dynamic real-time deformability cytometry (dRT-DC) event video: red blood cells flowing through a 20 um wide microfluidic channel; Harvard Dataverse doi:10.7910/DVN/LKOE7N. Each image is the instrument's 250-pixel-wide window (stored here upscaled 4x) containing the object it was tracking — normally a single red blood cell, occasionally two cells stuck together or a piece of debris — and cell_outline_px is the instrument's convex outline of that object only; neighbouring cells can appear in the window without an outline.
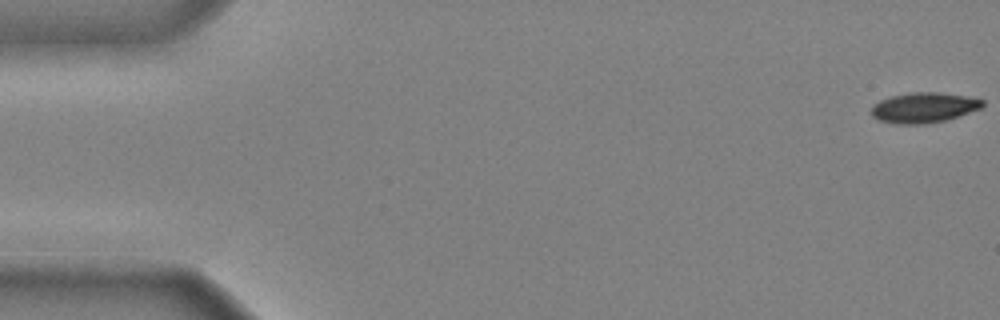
{"species": "common noctule bat (a hibernating species)", "species_latin": "Nyctalus noctula", "temperature_condition": "cold", "stored_images_in_passage": 37, "camera_frame_rate_fps": 3000, "um_per_image_px": 0.085, "animal": {"sex": "male", "body_mass_g": 20.4}, "frame": {"image": 1, "passage_image": 1, "time_ms": 0.0, "image_size_px": [1000, 320], "cell_outline_px": [[984, 104], [980, 108], [944, 120], [924, 124], [896, 124], [880, 120], [872, 116], [872, 104], [880, 100], [892, 96], [908, 92], [936, 92], [964, 96], [984, 100]], "centroid_in_image_um": [78.47, 9.14], "position_along_channel_um": 6.5, "area_um2": 19.31}}
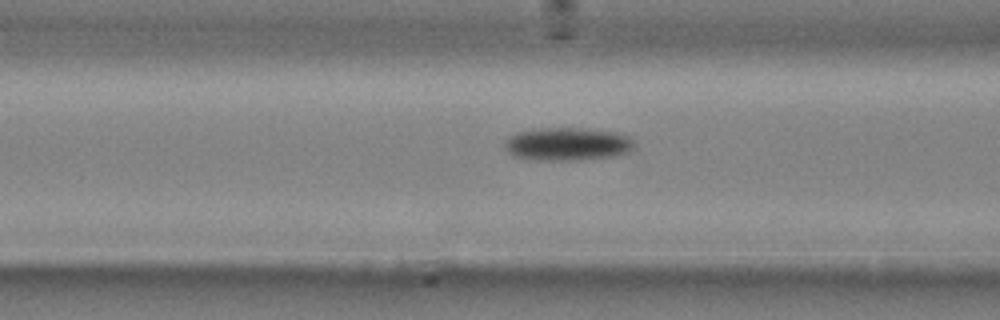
{"frame": {"image": 2, "passage_image": 20, "time_ms": 6.333, "image_size_px": [1000, 320], "cell_outline_px": [[636, 148], [628, 152], [616, 156], [580, 160], [532, 160], [516, 156], [508, 152], [504, 148], [504, 144], [512, 136], [520, 132], [548, 128], [572, 128], [616, 132], [628, 136], [636, 144]], "centroid_in_image_um": [48.3, 12.27], "position_along_channel_um": 118.3, "area_um2": 24.74}}
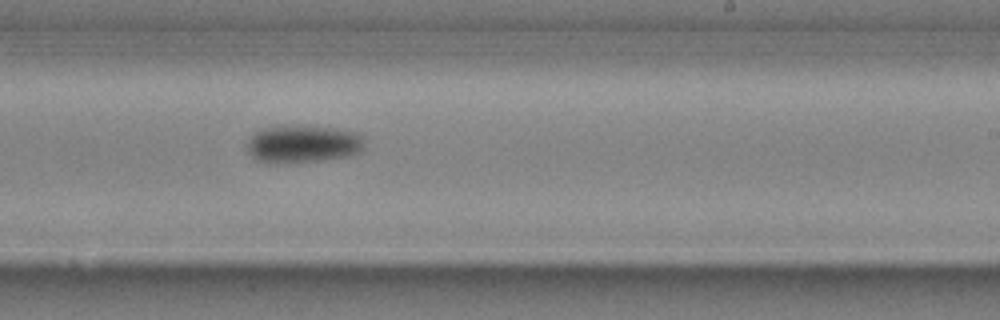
{"frame": {"image": 3, "passage_image": 31, "time_ms": 10.0, "image_size_px": [1000, 320], "cell_outline_px": [[364, 148], [360, 152], [344, 156], [320, 160], [288, 164], [272, 164], [256, 160], [248, 152], [244, 144], [256, 132], [264, 128], [332, 128], [356, 132], [360, 136]], "centroid_in_image_um": [25.68, 12.3], "position_along_channel_um": 263.3, "area_um2": 25.09}}